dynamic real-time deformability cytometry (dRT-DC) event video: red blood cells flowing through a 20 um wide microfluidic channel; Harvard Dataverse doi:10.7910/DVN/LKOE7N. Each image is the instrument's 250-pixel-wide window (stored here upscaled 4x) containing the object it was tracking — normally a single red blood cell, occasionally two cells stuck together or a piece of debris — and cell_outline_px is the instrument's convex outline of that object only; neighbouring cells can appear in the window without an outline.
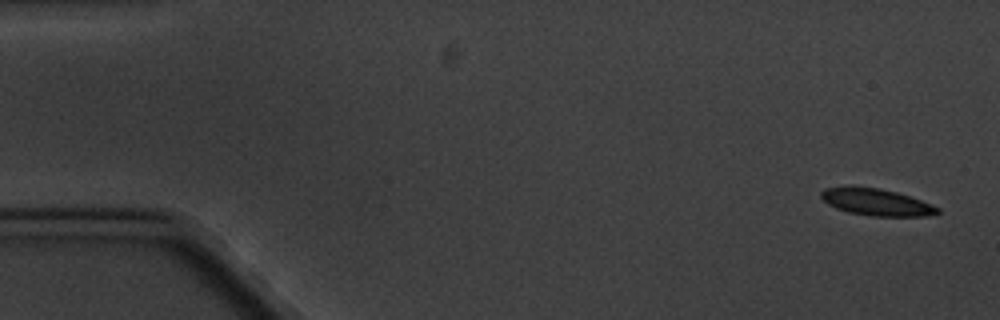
{"species": "common noctule bat (a hibernating species)", "species_latin": "Nyctalus noctula", "temperature_condition": "cold", "stored_images_in_passage": 5, "camera_frame_rate_fps": 3000, "um_per_image_px": 0.085, "animal": {"sex": "male", "body_mass_g": 20.1, "forearm_length_mm": 53.5}, "frame": {"image": 1, "passage_image": 1, "time_ms": 0.0, "image_size_px": [1000, 320], "cell_outline_px": [[940, 212], [924, 216], [872, 216], [848, 212], [836, 208], [828, 204], [820, 196], [820, 192], [824, 188], [848, 184], [852, 184], [880, 188], [896, 192], [920, 200], [940, 208]], "centroid_in_image_um": [74.4, 17.14], "position_along_channel_um": 10.6, "area_um2": 18.55}}